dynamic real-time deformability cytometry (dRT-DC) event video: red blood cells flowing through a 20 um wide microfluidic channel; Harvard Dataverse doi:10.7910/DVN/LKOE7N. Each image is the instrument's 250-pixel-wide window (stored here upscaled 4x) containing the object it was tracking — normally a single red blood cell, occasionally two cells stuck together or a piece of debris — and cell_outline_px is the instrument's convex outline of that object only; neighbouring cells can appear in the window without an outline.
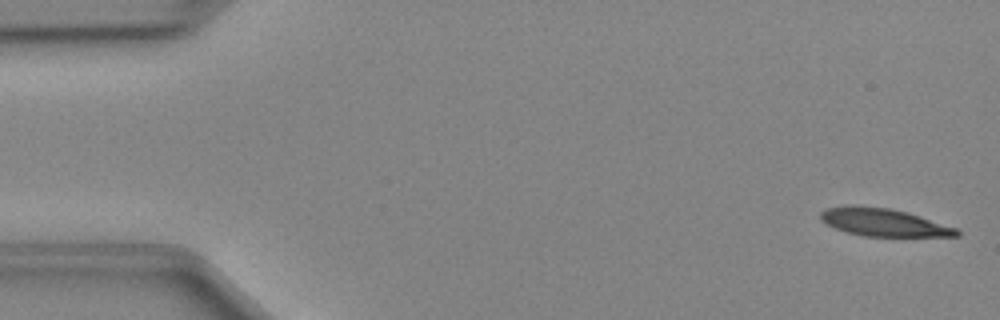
{"species": "Egyptian fruit bat (a non-hibernating species)", "species_latin": "Rousettus aegyptiacus", "temperature_condition": "cold", "stored_images_in_passage": 47, "camera_frame_rate_fps": 3000, "um_per_image_px": 0.085, "animal": {"sex": "female"}, "frame": {"image": 1, "passage_image": 1, "time_ms": 0.0, "image_size_px": [1000, 320], "cell_outline_px": [[960, 236], [864, 236], [848, 232], [836, 228], [820, 220], [820, 212], [828, 208], [888, 208], [908, 212], [956, 228], [960, 232]], "centroid_in_image_um": [75.19, 18.94], "position_along_channel_um": 9.8, "area_um2": 20.98}}
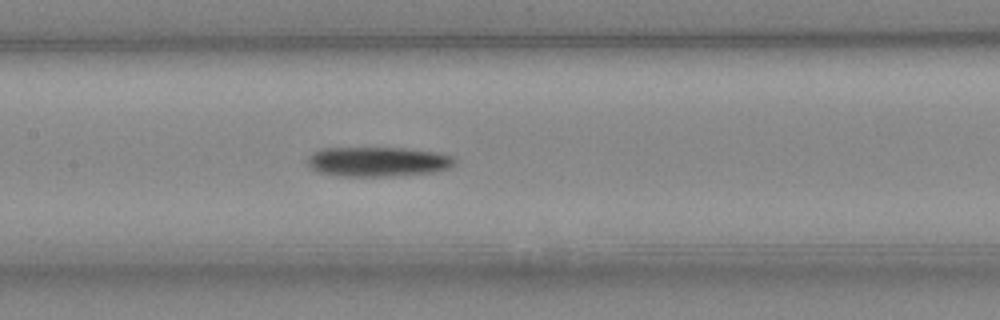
{"frame": {"image": 2, "passage_image": 22, "time_ms": 7.0, "image_size_px": [1000, 320], "cell_outline_px": [[456, 164], [448, 168], [432, 172], [392, 176], [340, 176], [316, 172], [308, 164], [308, 156], [312, 152], [324, 148], [404, 148], [432, 152], [452, 156], [456, 160]], "centroid_in_image_um": [32.08, 13.74], "position_along_channel_um": 175.3, "area_um2": 25.37}}
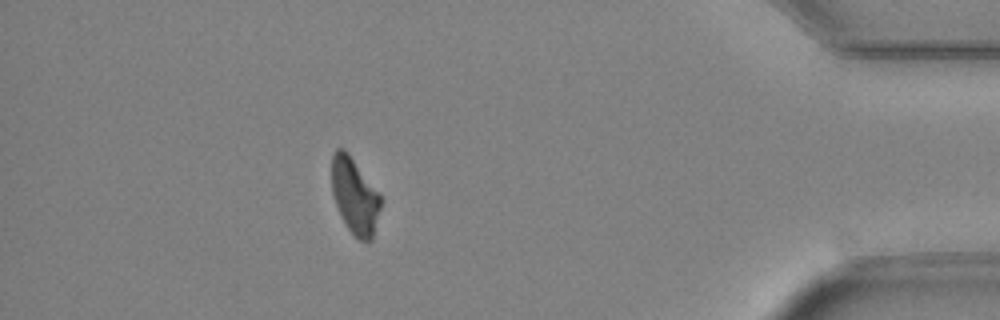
{"frame": {"image": 3, "passage_image": 42, "time_ms": 13.667, "image_size_px": [1000, 320], "cell_outline_px": [[380, 208], [372, 240], [368, 244], [360, 240], [348, 228], [340, 216], [332, 192], [332, 152], [336, 148], [344, 148], [348, 152], [380, 192]], "centroid_in_image_um": [30.15, 16.63], "position_along_channel_um": 405.0, "area_um2": 21.85}}